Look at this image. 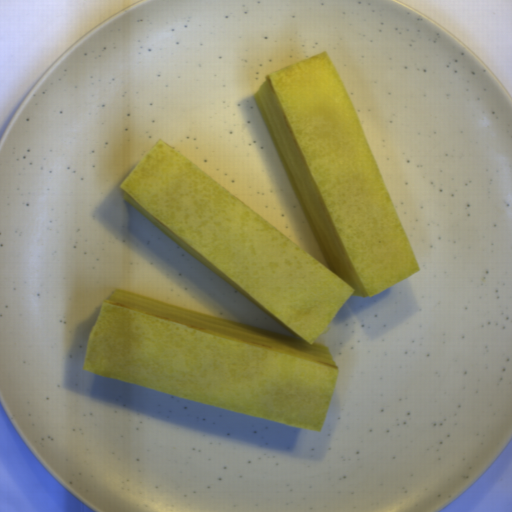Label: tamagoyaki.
<instances>
[{"label":"tamagoyaki","instance_id":"tamagoyaki-1","mask_svg":"<svg viewBox=\"0 0 512 512\" xmlns=\"http://www.w3.org/2000/svg\"><path fill=\"white\" fill-rule=\"evenodd\" d=\"M252 96L326 265L164 139L119 189L288 335L118 287L93 321L82 368L318 432L338 368L317 339L352 297L421 268L327 51L267 74Z\"/></svg>","mask_w":512,"mask_h":512}]
</instances>
